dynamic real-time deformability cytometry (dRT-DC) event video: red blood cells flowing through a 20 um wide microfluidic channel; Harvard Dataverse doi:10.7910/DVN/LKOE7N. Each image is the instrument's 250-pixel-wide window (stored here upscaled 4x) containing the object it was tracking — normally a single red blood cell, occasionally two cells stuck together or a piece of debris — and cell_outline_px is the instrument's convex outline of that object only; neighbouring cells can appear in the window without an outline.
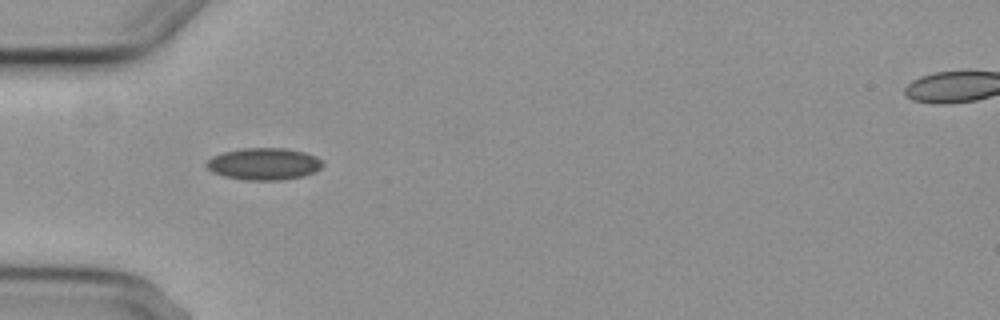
{"species": "common noctule bat (a hibernating species)", "species_latin": "Nyctalus noctula", "temperature_condition": "cold", "stored_images_in_passage": 1, "camera_frame_rate_fps": 3000, "um_per_image_px": 0.085, "animal": {"sex": "female", "body_mass_g": 29.2, "forearm_length_mm": 56.3}, "frame": {"image": 1, "passage_image": 1, "time_ms": 0.0, "image_size_px": [1000, 320], "cell_outline_px": [[324, 164], [316, 172], [304, 176], [280, 180], [244, 180], [224, 176], [212, 172], [204, 164], [212, 156], [224, 152], [240, 148], [284, 148], [304, 152], [316, 156]], "centroid_in_image_um": [22.43, 13.93], "position_along_channel_um": 62.6, "area_um2": 21.73}}